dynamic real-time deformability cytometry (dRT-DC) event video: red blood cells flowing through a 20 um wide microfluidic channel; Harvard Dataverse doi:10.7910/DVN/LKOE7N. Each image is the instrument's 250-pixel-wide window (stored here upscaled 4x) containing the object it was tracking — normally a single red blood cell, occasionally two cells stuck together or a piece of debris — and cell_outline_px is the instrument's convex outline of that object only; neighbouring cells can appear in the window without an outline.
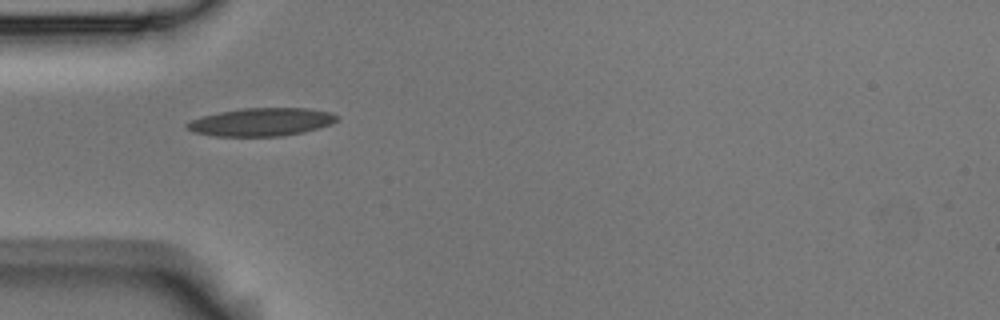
{"species": "Egyptian fruit bat (a non-hibernating species)", "species_latin": "Rousettus aegyptiacus", "temperature_condition": "room temperature", "stored_images_in_passage": 11, "camera_frame_rate_fps": 3000, "um_per_image_px": 0.085, "animal": {"sex": "male"}, "frame": {"image": 1, "passage_image": 1, "time_ms": 0.0, "image_size_px": [1000, 320], "cell_outline_px": [[336, 120], [332, 124], [304, 132], [280, 136], [212, 136], [192, 132], [184, 128], [184, 124], [192, 120], [204, 116], [220, 112], [240, 108], [308, 108], [328, 112], [336, 116]], "centroid_in_image_um": [22.16, 10.38], "position_along_channel_um": 62.8, "area_um2": 24.45}}
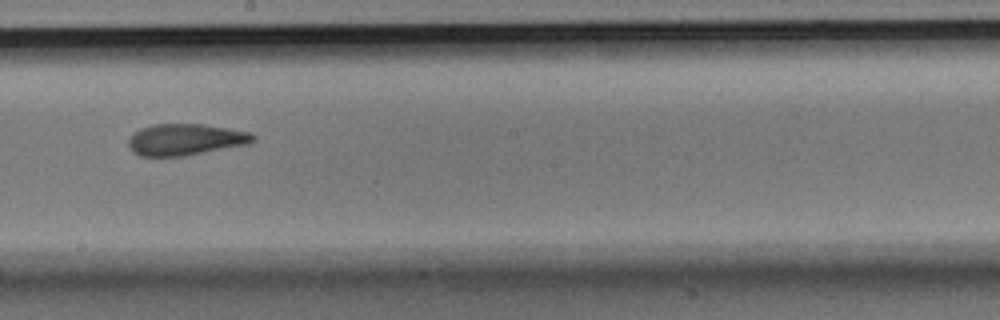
{"frame": {"image": 2, "passage_image": 5, "time_ms": 1.333, "image_size_px": [1000, 320], "cell_outline_px": [[256, 140], [248, 144], [184, 156], [140, 156], [132, 152], [128, 148], [128, 136], [132, 132], [140, 128], [152, 124], [204, 124], [228, 128], [248, 132], [256, 136]], "centroid_in_image_um": [15.71, 11.86], "position_along_channel_um": 232.5, "area_um2": 23.12}}
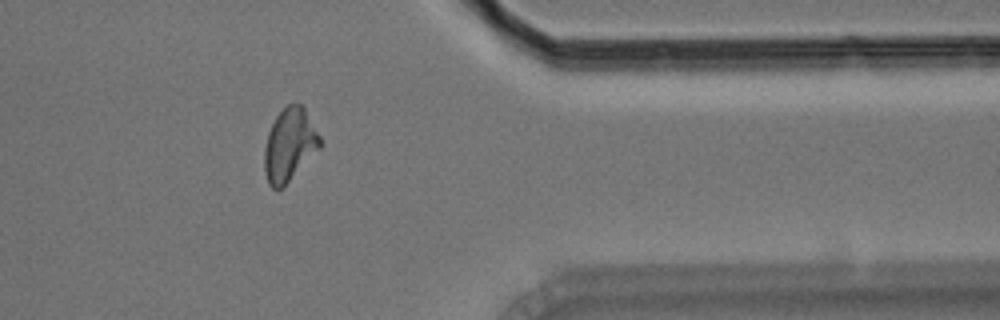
{"frame": {"image": 3, "passage_image": 9, "time_ms": 2.667, "image_size_px": [1000, 320], "cell_outline_px": [[320, 148], [284, 188], [272, 188], [268, 184], [264, 168], [264, 148], [268, 132], [276, 116], [288, 104], [300, 104], [304, 108], [320, 136]], "centroid_in_image_um": [24.6, 12.35], "position_along_channel_um": 386.8, "area_um2": 23.52}}